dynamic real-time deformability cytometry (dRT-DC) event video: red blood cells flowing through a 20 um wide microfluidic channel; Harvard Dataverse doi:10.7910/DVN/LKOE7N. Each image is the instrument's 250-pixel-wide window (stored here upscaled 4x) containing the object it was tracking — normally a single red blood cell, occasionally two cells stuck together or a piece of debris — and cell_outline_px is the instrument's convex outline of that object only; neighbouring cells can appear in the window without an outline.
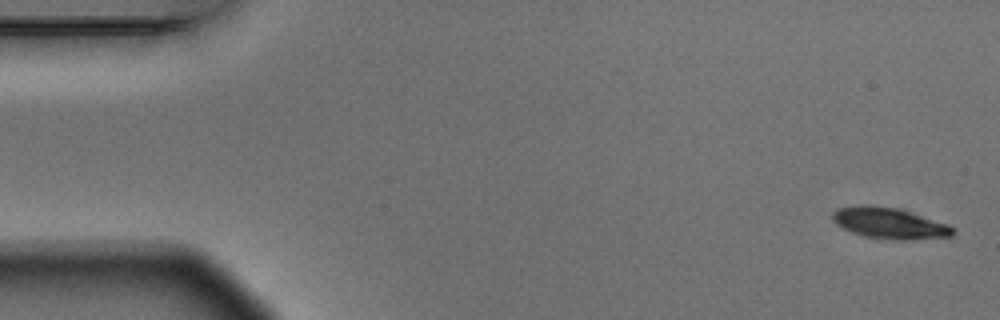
{"species": "Egyptian fruit bat (a non-hibernating species)", "species_latin": "Rousettus aegyptiacus", "temperature_condition": "warm", "stored_images_in_passage": 5, "camera_frame_rate_fps": 3000, "um_per_image_px": 0.085, "animal": {"sex": "male"}, "frame": {"image": 1, "passage_image": 1, "time_ms": 0.0, "image_size_px": [1000, 320], "cell_outline_px": [[956, 232], [952, 236], [904, 240], [892, 240], [864, 236], [852, 232], [836, 224], [832, 220], [832, 212], [836, 208], [860, 204], [872, 204], [896, 208], [948, 224]], "centroid_in_image_um": [75.55, 18.96], "position_along_channel_um": 9.5, "area_um2": 21.79}}
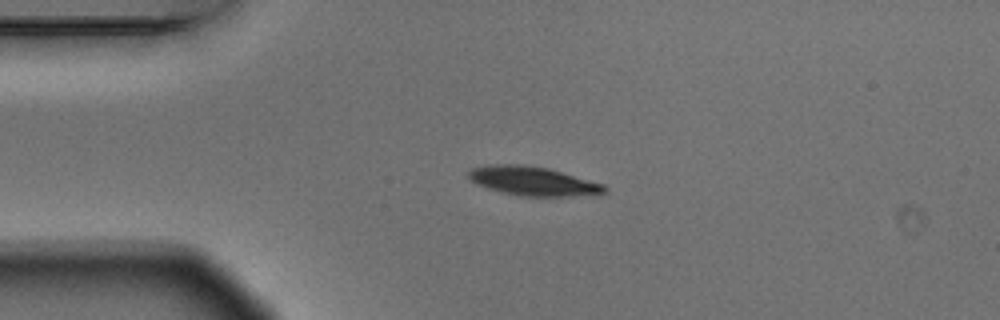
{"frame": {"image": 2, "passage_image": 4, "time_ms": 1.0, "image_size_px": [1000, 320], "cell_outline_px": [[608, 192], [572, 196], [520, 196], [488, 188], [472, 180], [468, 176], [468, 172], [472, 168], [492, 164], [520, 164], [548, 168], [604, 184], [608, 188]], "centroid_in_image_um": [45.33, 15.39], "position_along_channel_um": 39.7, "area_um2": 22.66}}